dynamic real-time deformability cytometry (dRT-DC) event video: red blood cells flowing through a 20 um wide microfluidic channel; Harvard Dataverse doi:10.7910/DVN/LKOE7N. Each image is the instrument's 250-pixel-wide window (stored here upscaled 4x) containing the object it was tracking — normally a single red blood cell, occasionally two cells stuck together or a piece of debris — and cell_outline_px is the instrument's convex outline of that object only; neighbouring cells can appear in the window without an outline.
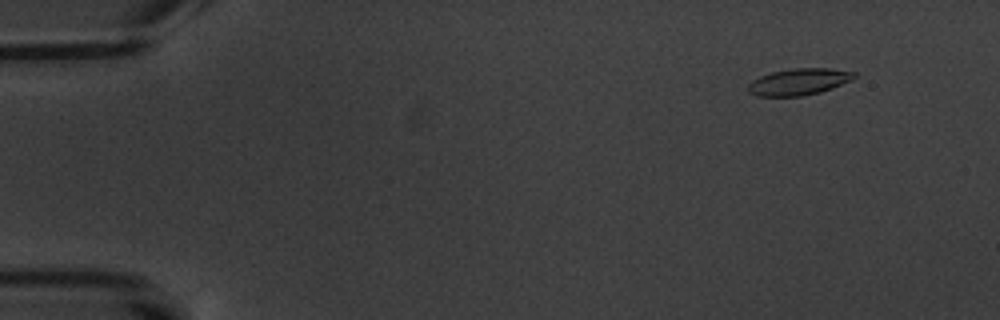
{"species": "common noctule bat (a hibernating species)", "species_latin": "Nyctalus noctula", "temperature_condition": "warm", "stored_images_in_passage": 7, "camera_frame_rate_fps": 3000, "um_per_image_px": 0.085, "animal": {"sex": "male", "body_mass_g": 20.1, "forearm_length_mm": 53.5}, "frame": {"image": 1, "passage_image": 2, "time_ms": 1.333, "image_size_px": [1000, 320], "cell_outline_px": [[856, 76], [852, 80], [832, 88], [820, 92], [804, 96], [756, 96], [748, 92], [748, 84], [752, 80], [760, 76], [772, 72], [792, 68], [828, 68], [856, 72]], "centroid_in_image_um": [67.9, 6.95], "position_along_channel_um": 17.1, "area_um2": 16.53}}
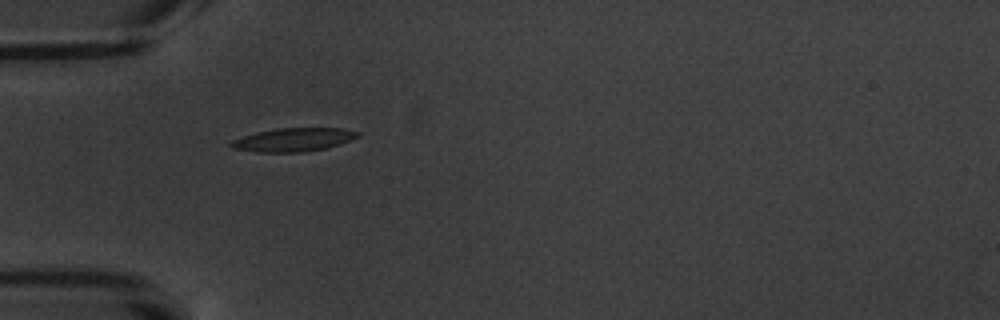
{"frame": {"image": 2, "passage_image": 5, "time_ms": 5.667, "image_size_px": [1000, 320], "cell_outline_px": [[360, 136], [352, 140], [328, 148], [304, 152], [256, 152], [232, 148], [228, 144], [232, 140], [256, 132], [276, 128], [344, 128], [360, 132]], "centroid_in_image_um": [24.98, 11.87], "position_along_channel_um": 60.0, "area_um2": 17.51}}
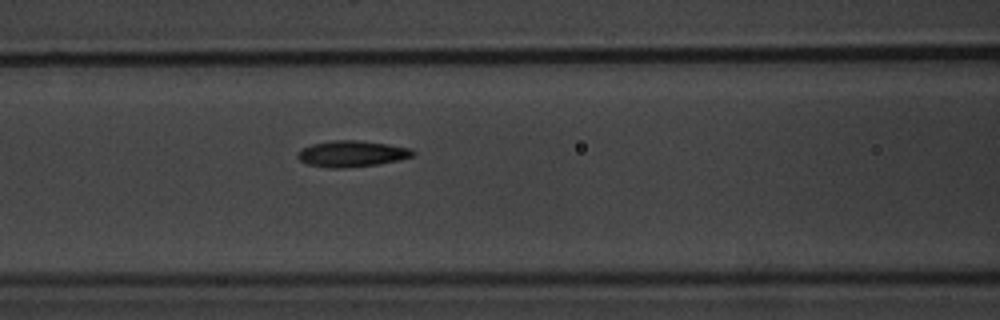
{"frame": {"image": 3, "passage_image": 7, "time_ms": 8.0, "image_size_px": [1000, 320], "cell_outline_px": [[416, 152], [412, 156], [400, 160], [376, 164], [344, 168], [328, 168], [308, 164], [300, 160], [296, 156], [296, 152], [312, 144], [332, 140], [356, 140], [388, 144], [412, 148]], "centroid_in_image_um": [29.91, 13.06], "position_along_channel_um": 136.7, "area_um2": 17.57}}